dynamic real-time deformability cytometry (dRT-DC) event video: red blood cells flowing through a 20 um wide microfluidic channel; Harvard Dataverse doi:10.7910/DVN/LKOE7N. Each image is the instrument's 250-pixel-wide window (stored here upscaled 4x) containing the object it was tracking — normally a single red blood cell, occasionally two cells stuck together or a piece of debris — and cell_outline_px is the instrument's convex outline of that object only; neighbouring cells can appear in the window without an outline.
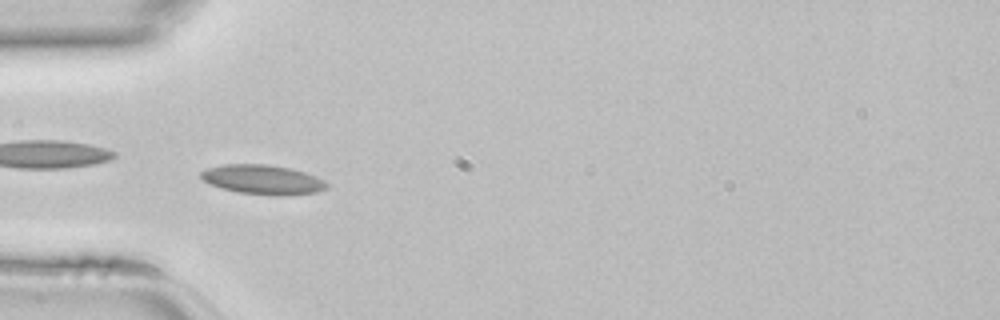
{"species": "common noctule bat (a hibernating species)", "species_latin": "Nyctalus noctula", "temperature_condition": "room temperature", "stored_images_in_passage": 44, "camera_frame_rate_fps": 3000, "um_per_image_px": 0.085, "animal": {"sex": "female", "body_mass_g": 22.7, "forearm_length_mm": 54.2}, "frame": {"image": 1, "passage_image": 13, "time_ms": 4.0, "image_size_px": [1000, 320], "cell_outline_px": [[328, 188], [316, 192], [288, 196], [276, 196], [240, 192], [224, 188], [212, 184], [204, 180], [200, 176], [200, 172], [208, 168], [224, 164], [268, 164], [292, 168], [316, 176], [324, 180], [328, 184]], "centroid_in_image_um": [22.4, 15.26], "position_along_channel_um": 62.6, "area_um2": 21.62}}